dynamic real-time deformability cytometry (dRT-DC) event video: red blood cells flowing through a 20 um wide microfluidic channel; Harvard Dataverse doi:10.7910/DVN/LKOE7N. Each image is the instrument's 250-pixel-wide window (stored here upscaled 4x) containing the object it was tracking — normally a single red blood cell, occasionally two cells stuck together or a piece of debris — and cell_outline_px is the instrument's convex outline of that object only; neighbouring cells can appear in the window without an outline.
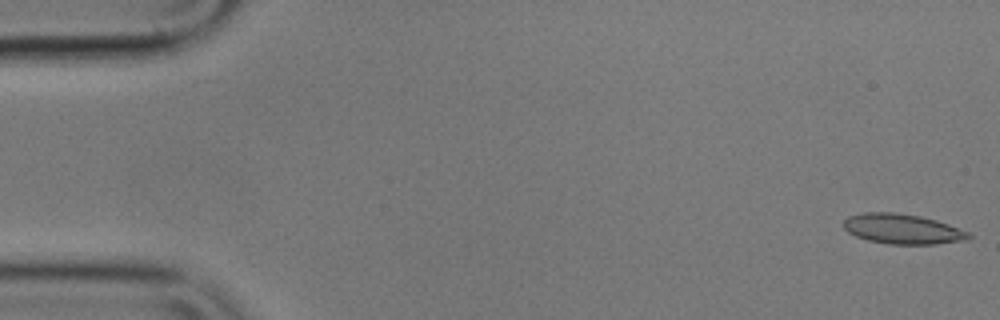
{"species": "common noctule bat (a hibernating species)", "species_latin": "Nyctalus noctula", "temperature_condition": "cold", "stored_images_in_passage": 55, "camera_frame_rate_fps": 3000, "um_per_image_px": 0.085, "animal": {"sex": "male", "body_mass_g": 17.9}, "frame": {"image": 1, "passage_image": 1, "time_ms": 0.0, "image_size_px": [1000, 320], "cell_outline_px": [[972, 236], [968, 240], [936, 244], [888, 244], [868, 240], [856, 236], [848, 232], [844, 228], [844, 220], [848, 216], [864, 212], [892, 212], [920, 216], [936, 220], [948, 224], [968, 232]], "centroid_in_image_um": [76.71, 19.46], "position_along_channel_um": 8.3, "area_um2": 21.85}}
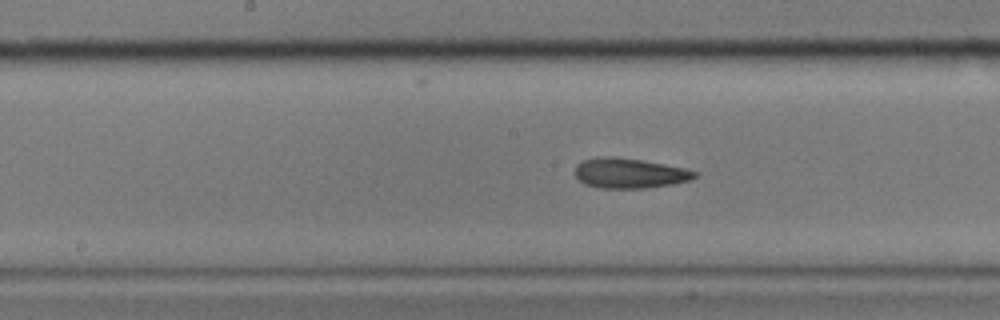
{"frame": {"image": 2, "passage_image": 27, "time_ms": 8.667, "image_size_px": [1000, 320], "cell_outline_px": [[696, 176], [688, 180], [672, 184], [644, 188], [604, 188], [584, 184], [576, 176], [576, 164], [584, 160], [600, 156], [612, 156], [640, 160], [664, 164], [684, 168], [696, 172]], "centroid_in_image_um": [53.47, 14.71], "position_along_channel_um": 194.7, "area_um2": 20.63}}
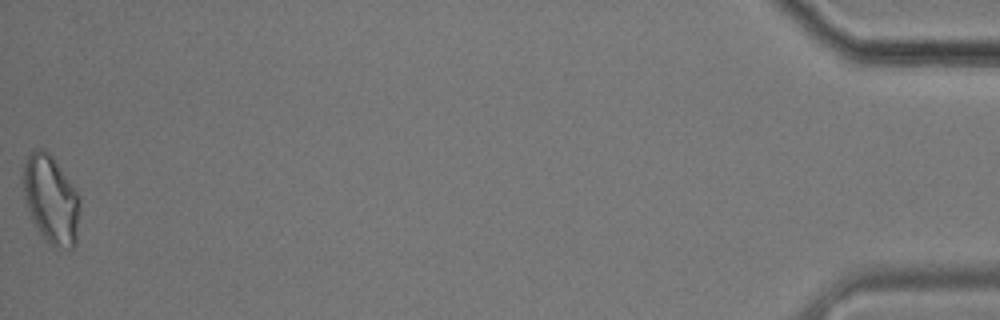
{"frame": {"image": 3, "passage_image": 55, "time_ms": 18.0, "image_size_px": [1000, 320], "cell_outline_px": [[80, 200], [76, 244], [72, 248], [68, 248], [52, 244], [40, 232], [32, 220], [24, 196], [24, 164], [32, 148], [44, 148], [52, 156], [80, 196]], "centroid_in_image_um": [4.35, 16.91], "position_along_channel_um": 430.9, "area_um2": 28.61}, "authors_computed_cell_mechanics": {"area_um2": 21.2126, "velocity_mm_per_s": 3.5821, "shape_relaxation_time_tau1_ms": 4.4782, "shape_relaxation_time_tau2_ms": 3.1085, "deformation_change_tau1": 0.138, "deformation_change_tau2": 0.117}}